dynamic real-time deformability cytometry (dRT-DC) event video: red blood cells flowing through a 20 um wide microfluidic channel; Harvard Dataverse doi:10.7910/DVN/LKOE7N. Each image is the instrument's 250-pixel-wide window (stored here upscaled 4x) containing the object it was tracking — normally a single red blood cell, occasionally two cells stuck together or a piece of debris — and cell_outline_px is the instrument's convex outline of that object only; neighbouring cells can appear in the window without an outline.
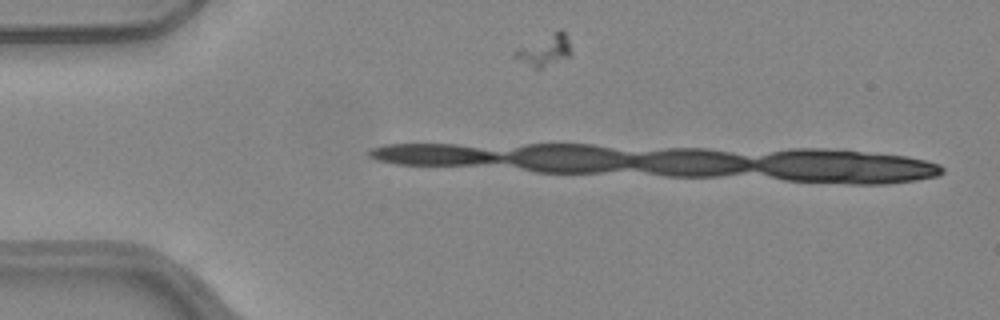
{"species": "common noctule bat (a hibernating species)", "species_latin": "Nyctalus noctula", "temperature_condition": "warm", "stored_images_in_passage": 2, "camera_frame_rate_fps": 3000, "um_per_image_px": 0.085, "animal": {"sex": "female", "body_mass_g": 24.6, "forearm_length_mm": 56.2}, "frame": {"image": 1, "passage_image": 1, "time_ms": 0.0, "image_size_px": [1000, 320], "cell_outline_px": [[572, 56], [536, 72], [512, 56], [512, 52], [560, 28], [568, 36]], "centroid_in_image_um": [46.32, 4.34], "position_along_channel_um": 38.7, "area_um2": 10.69}}